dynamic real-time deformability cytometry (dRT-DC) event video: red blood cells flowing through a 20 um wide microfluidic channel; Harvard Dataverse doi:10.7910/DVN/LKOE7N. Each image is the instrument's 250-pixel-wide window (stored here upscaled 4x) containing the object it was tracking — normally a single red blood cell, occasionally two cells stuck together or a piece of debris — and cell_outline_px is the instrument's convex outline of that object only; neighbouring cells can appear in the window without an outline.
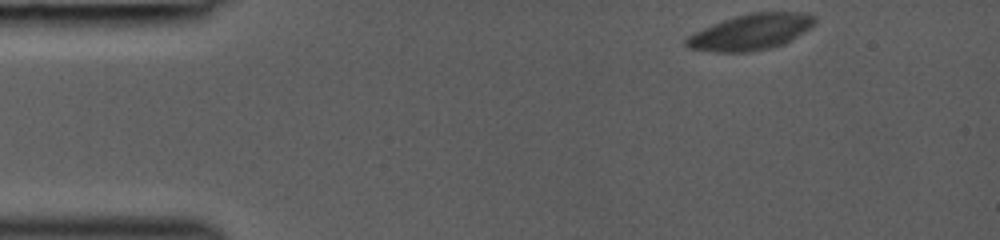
{"species": "common noctule bat (a hibernating species)", "species_latin": "Nyctalus noctula", "temperature_condition": "room temperature", "stored_images_in_passage": 41, "camera_frame_rate_fps": 3000, "um_per_image_px": 0.085, "animal": {"sex": "female", "body_mass_g": 19.0, "forearm_length_mm": 53.3}, "frame": {"image": 1, "passage_image": 1, "time_ms": 0.0, "image_size_px": [1000, 240], "cell_outline_px": [[816, 20], [808, 28], [784, 44], [752, 52], [716, 52], [688, 48], [684, 44], [684, 40], [688, 36], [712, 24], [748, 12], [800, 12], [816, 16]], "centroid_in_image_um": [63.79, 2.72], "position_along_channel_um": 21.2, "area_um2": 26.59}}
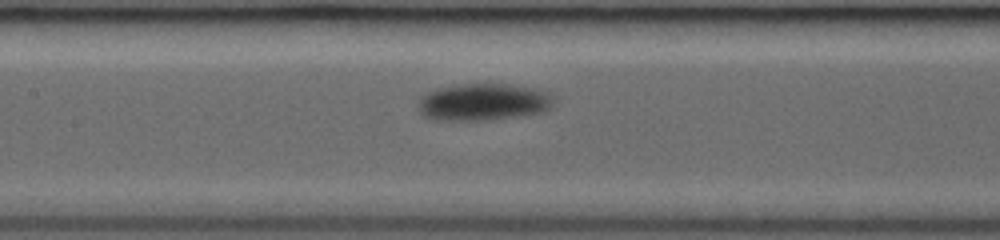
{"frame": {"image": 2, "passage_image": 18, "time_ms": 5.667, "image_size_px": [1000, 240], "cell_outline_px": [[556, 100], [552, 108], [548, 112], [484, 120], [432, 120], [424, 116], [420, 112], [420, 96], [428, 92], [440, 88], [464, 84], [504, 84], [532, 88], [548, 92]], "centroid_in_image_um": [41.14, 8.68], "position_along_channel_um": 166.3, "area_um2": 29.25}}
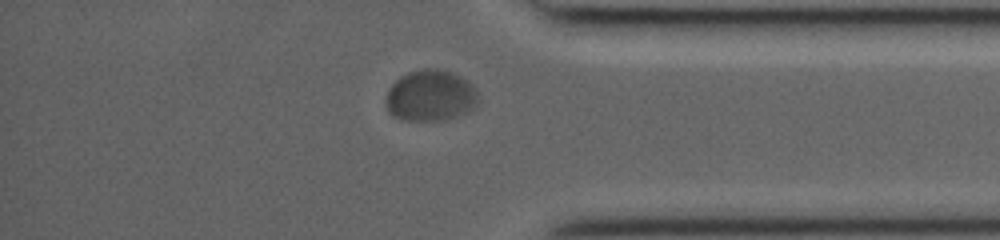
{"frame": {"image": 3, "passage_image": 35, "time_ms": 11.333, "image_size_px": [1000, 240], "cell_outline_px": [[480, 100], [468, 112], [444, 120], [400, 120], [392, 116], [388, 112], [384, 100], [388, 88], [400, 76], [408, 72], [424, 68], [440, 68], [452, 72], [460, 76], [472, 84], [476, 88]], "centroid_in_image_um": [36.57, 8.12], "position_along_channel_um": 398.6, "area_um2": 28.09}}